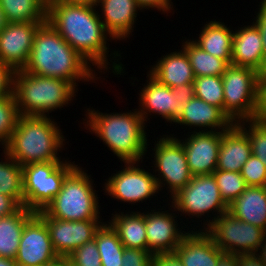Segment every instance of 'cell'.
Returning <instances> with one entry per match:
<instances>
[{
  "instance_id": "1",
  "label": "cell",
  "mask_w": 266,
  "mask_h": 266,
  "mask_svg": "<svg viewBox=\"0 0 266 266\" xmlns=\"http://www.w3.org/2000/svg\"><path fill=\"white\" fill-rule=\"evenodd\" d=\"M96 8L95 4L61 2L46 14V21L92 66L107 71L108 33Z\"/></svg>"
},
{
  "instance_id": "2",
  "label": "cell",
  "mask_w": 266,
  "mask_h": 266,
  "mask_svg": "<svg viewBox=\"0 0 266 266\" xmlns=\"http://www.w3.org/2000/svg\"><path fill=\"white\" fill-rule=\"evenodd\" d=\"M91 64L45 21L36 32L27 64L30 74L64 79L77 89L76 81H95ZM94 71V73H93Z\"/></svg>"
},
{
  "instance_id": "3",
  "label": "cell",
  "mask_w": 266,
  "mask_h": 266,
  "mask_svg": "<svg viewBox=\"0 0 266 266\" xmlns=\"http://www.w3.org/2000/svg\"><path fill=\"white\" fill-rule=\"evenodd\" d=\"M88 111V112H87ZM87 126L108 146L120 161L141 162L147 152L145 121L137 109L126 113H100L87 109Z\"/></svg>"
},
{
  "instance_id": "4",
  "label": "cell",
  "mask_w": 266,
  "mask_h": 266,
  "mask_svg": "<svg viewBox=\"0 0 266 266\" xmlns=\"http://www.w3.org/2000/svg\"><path fill=\"white\" fill-rule=\"evenodd\" d=\"M64 140L59 126L49 116L20 115L3 151L22 167L61 161L57 152L63 147Z\"/></svg>"
},
{
  "instance_id": "5",
  "label": "cell",
  "mask_w": 266,
  "mask_h": 266,
  "mask_svg": "<svg viewBox=\"0 0 266 266\" xmlns=\"http://www.w3.org/2000/svg\"><path fill=\"white\" fill-rule=\"evenodd\" d=\"M75 92L77 89L64 79L30 74L22 69L14 74L13 93L20 115L49 116V111L71 103Z\"/></svg>"
},
{
  "instance_id": "6",
  "label": "cell",
  "mask_w": 266,
  "mask_h": 266,
  "mask_svg": "<svg viewBox=\"0 0 266 266\" xmlns=\"http://www.w3.org/2000/svg\"><path fill=\"white\" fill-rule=\"evenodd\" d=\"M91 175L77 166L64 180L62 189L43 212L52 218L68 221L99 219V200ZM91 179V180H90Z\"/></svg>"
},
{
  "instance_id": "7",
  "label": "cell",
  "mask_w": 266,
  "mask_h": 266,
  "mask_svg": "<svg viewBox=\"0 0 266 266\" xmlns=\"http://www.w3.org/2000/svg\"><path fill=\"white\" fill-rule=\"evenodd\" d=\"M67 160L31 163L22 167L24 206L43 211L62 189L65 178L77 167Z\"/></svg>"
},
{
  "instance_id": "8",
  "label": "cell",
  "mask_w": 266,
  "mask_h": 266,
  "mask_svg": "<svg viewBox=\"0 0 266 266\" xmlns=\"http://www.w3.org/2000/svg\"><path fill=\"white\" fill-rule=\"evenodd\" d=\"M258 71L229 65L222 75L224 113L233 123L255 119Z\"/></svg>"
},
{
  "instance_id": "9",
  "label": "cell",
  "mask_w": 266,
  "mask_h": 266,
  "mask_svg": "<svg viewBox=\"0 0 266 266\" xmlns=\"http://www.w3.org/2000/svg\"><path fill=\"white\" fill-rule=\"evenodd\" d=\"M172 199V206L174 211H179L183 215L187 214L194 217H202V215H209L210 211L217 212L216 217L209 221H204L203 227L206 229L214 222L221 214L228 211V206L224 203L220 196L219 187L213 174L193 176L191 181L174 196ZM219 214V215H218ZM205 224V226H204Z\"/></svg>"
},
{
  "instance_id": "10",
  "label": "cell",
  "mask_w": 266,
  "mask_h": 266,
  "mask_svg": "<svg viewBox=\"0 0 266 266\" xmlns=\"http://www.w3.org/2000/svg\"><path fill=\"white\" fill-rule=\"evenodd\" d=\"M149 80L140 91L139 114L144 121L148 119V113L161 115L167 122L174 123L183 113L185 104L194 96V83L168 87L161 84L150 73ZM149 111V112H148Z\"/></svg>"
},
{
  "instance_id": "11",
  "label": "cell",
  "mask_w": 266,
  "mask_h": 266,
  "mask_svg": "<svg viewBox=\"0 0 266 266\" xmlns=\"http://www.w3.org/2000/svg\"><path fill=\"white\" fill-rule=\"evenodd\" d=\"M205 231L217 247L229 254L258 252L266 232L237 219L228 211L216 218Z\"/></svg>"
},
{
  "instance_id": "12",
  "label": "cell",
  "mask_w": 266,
  "mask_h": 266,
  "mask_svg": "<svg viewBox=\"0 0 266 266\" xmlns=\"http://www.w3.org/2000/svg\"><path fill=\"white\" fill-rule=\"evenodd\" d=\"M163 136L152 149L155 151L153 153L155 164L153 165L155 169L157 168L154 171L155 173L158 172L154 176L159 191L162 190L161 187L167 184L172 197L191 181L193 175L188 167L186 153L182 143L178 140L179 138H174L172 135L171 137L170 135ZM163 183L164 186H162Z\"/></svg>"
},
{
  "instance_id": "13",
  "label": "cell",
  "mask_w": 266,
  "mask_h": 266,
  "mask_svg": "<svg viewBox=\"0 0 266 266\" xmlns=\"http://www.w3.org/2000/svg\"><path fill=\"white\" fill-rule=\"evenodd\" d=\"M124 166L126 168L108 178L104 185L105 194L122 202L135 204L159 192L155 176L140 169L138 162H127Z\"/></svg>"
},
{
  "instance_id": "14",
  "label": "cell",
  "mask_w": 266,
  "mask_h": 266,
  "mask_svg": "<svg viewBox=\"0 0 266 266\" xmlns=\"http://www.w3.org/2000/svg\"><path fill=\"white\" fill-rule=\"evenodd\" d=\"M58 259L47 225L36 213L23 228L15 262L19 266H48Z\"/></svg>"
},
{
  "instance_id": "15",
  "label": "cell",
  "mask_w": 266,
  "mask_h": 266,
  "mask_svg": "<svg viewBox=\"0 0 266 266\" xmlns=\"http://www.w3.org/2000/svg\"><path fill=\"white\" fill-rule=\"evenodd\" d=\"M37 214L45 221L57 255L66 258L83 244L92 241L103 222L99 219L68 221L48 217L43 211Z\"/></svg>"
},
{
  "instance_id": "16",
  "label": "cell",
  "mask_w": 266,
  "mask_h": 266,
  "mask_svg": "<svg viewBox=\"0 0 266 266\" xmlns=\"http://www.w3.org/2000/svg\"><path fill=\"white\" fill-rule=\"evenodd\" d=\"M44 22L8 23L0 31V61L21 70L27 64L36 32Z\"/></svg>"
},
{
  "instance_id": "17",
  "label": "cell",
  "mask_w": 266,
  "mask_h": 266,
  "mask_svg": "<svg viewBox=\"0 0 266 266\" xmlns=\"http://www.w3.org/2000/svg\"><path fill=\"white\" fill-rule=\"evenodd\" d=\"M191 133L185 140L179 139L185 150L190 172L193 176L210 175L217 169L221 131Z\"/></svg>"
},
{
  "instance_id": "18",
  "label": "cell",
  "mask_w": 266,
  "mask_h": 266,
  "mask_svg": "<svg viewBox=\"0 0 266 266\" xmlns=\"http://www.w3.org/2000/svg\"><path fill=\"white\" fill-rule=\"evenodd\" d=\"M176 217L175 213H168V210L161 212L154 209L150 213H145L148 251L152 255L174 252L188 233L182 232V229L177 226V220L174 219Z\"/></svg>"
},
{
  "instance_id": "19",
  "label": "cell",
  "mask_w": 266,
  "mask_h": 266,
  "mask_svg": "<svg viewBox=\"0 0 266 266\" xmlns=\"http://www.w3.org/2000/svg\"><path fill=\"white\" fill-rule=\"evenodd\" d=\"M95 5L102 9L103 17L100 15V19L104 18L101 22L109 38L122 40L133 32L136 12L141 10L136 0H97Z\"/></svg>"
},
{
  "instance_id": "20",
  "label": "cell",
  "mask_w": 266,
  "mask_h": 266,
  "mask_svg": "<svg viewBox=\"0 0 266 266\" xmlns=\"http://www.w3.org/2000/svg\"><path fill=\"white\" fill-rule=\"evenodd\" d=\"M174 252L183 266H217L224 254L204 229L188 231Z\"/></svg>"
},
{
  "instance_id": "21",
  "label": "cell",
  "mask_w": 266,
  "mask_h": 266,
  "mask_svg": "<svg viewBox=\"0 0 266 266\" xmlns=\"http://www.w3.org/2000/svg\"><path fill=\"white\" fill-rule=\"evenodd\" d=\"M174 123L175 125H188L190 128L192 126L199 127L200 131L219 132L228 130L234 124L220 108L210 105L196 96L185 104L183 113Z\"/></svg>"
},
{
  "instance_id": "22",
  "label": "cell",
  "mask_w": 266,
  "mask_h": 266,
  "mask_svg": "<svg viewBox=\"0 0 266 266\" xmlns=\"http://www.w3.org/2000/svg\"><path fill=\"white\" fill-rule=\"evenodd\" d=\"M239 29L233 34L231 64L258 71L265 55L260 30L254 21L252 25Z\"/></svg>"
},
{
  "instance_id": "23",
  "label": "cell",
  "mask_w": 266,
  "mask_h": 266,
  "mask_svg": "<svg viewBox=\"0 0 266 266\" xmlns=\"http://www.w3.org/2000/svg\"><path fill=\"white\" fill-rule=\"evenodd\" d=\"M251 155L249 138L236 123L221 132L217 170L241 172Z\"/></svg>"
},
{
  "instance_id": "24",
  "label": "cell",
  "mask_w": 266,
  "mask_h": 266,
  "mask_svg": "<svg viewBox=\"0 0 266 266\" xmlns=\"http://www.w3.org/2000/svg\"><path fill=\"white\" fill-rule=\"evenodd\" d=\"M162 57L148 72L161 84L172 88L194 83L195 75L183 49Z\"/></svg>"
},
{
  "instance_id": "25",
  "label": "cell",
  "mask_w": 266,
  "mask_h": 266,
  "mask_svg": "<svg viewBox=\"0 0 266 266\" xmlns=\"http://www.w3.org/2000/svg\"><path fill=\"white\" fill-rule=\"evenodd\" d=\"M228 212L266 231V186H247L228 206Z\"/></svg>"
},
{
  "instance_id": "26",
  "label": "cell",
  "mask_w": 266,
  "mask_h": 266,
  "mask_svg": "<svg viewBox=\"0 0 266 266\" xmlns=\"http://www.w3.org/2000/svg\"><path fill=\"white\" fill-rule=\"evenodd\" d=\"M198 40L193 42L205 52L225 60L229 65L232 62V41L234 31L225 23L210 21L202 27Z\"/></svg>"
},
{
  "instance_id": "27",
  "label": "cell",
  "mask_w": 266,
  "mask_h": 266,
  "mask_svg": "<svg viewBox=\"0 0 266 266\" xmlns=\"http://www.w3.org/2000/svg\"><path fill=\"white\" fill-rule=\"evenodd\" d=\"M35 214L20 206L14 213L0 218V257L15 260L23 228Z\"/></svg>"
},
{
  "instance_id": "28",
  "label": "cell",
  "mask_w": 266,
  "mask_h": 266,
  "mask_svg": "<svg viewBox=\"0 0 266 266\" xmlns=\"http://www.w3.org/2000/svg\"><path fill=\"white\" fill-rule=\"evenodd\" d=\"M111 219L109 223L116 230L124 248L148 250L144 212L132 211L130 214L119 212Z\"/></svg>"
},
{
  "instance_id": "29",
  "label": "cell",
  "mask_w": 266,
  "mask_h": 266,
  "mask_svg": "<svg viewBox=\"0 0 266 266\" xmlns=\"http://www.w3.org/2000/svg\"><path fill=\"white\" fill-rule=\"evenodd\" d=\"M182 48L189 57L195 77L222 76L229 66L225 60L202 50L193 40L185 41Z\"/></svg>"
},
{
  "instance_id": "30",
  "label": "cell",
  "mask_w": 266,
  "mask_h": 266,
  "mask_svg": "<svg viewBox=\"0 0 266 266\" xmlns=\"http://www.w3.org/2000/svg\"><path fill=\"white\" fill-rule=\"evenodd\" d=\"M108 223V224H107ZM95 233L94 240L100 253L102 266H121L124 246L116 230L107 221Z\"/></svg>"
},
{
  "instance_id": "31",
  "label": "cell",
  "mask_w": 266,
  "mask_h": 266,
  "mask_svg": "<svg viewBox=\"0 0 266 266\" xmlns=\"http://www.w3.org/2000/svg\"><path fill=\"white\" fill-rule=\"evenodd\" d=\"M3 154L5 159L0 162V194L7 195L24 206L22 166L5 151Z\"/></svg>"
},
{
  "instance_id": "32",
  "label": "cell",
  "mask_w": 266,
  "mask_h": 266,
  "mask_svg": "<svg viewBox=\"0 0 266 266\" xmlns=\"http://www.w3.org/2000/svg\"><path fill=\"white\" fill-rule=\"evenodd\" d=\"M8 23L45 22L46 13L35 0H0Z\"/></svg>"
},
{
  "instance_id": "33",
  "label": "cell",
  "mask_w": 266,
  "mask_h": 266,
  "mask_svg": "<svg viewBox=\"0 0 266 266\" xmlns=\"http://www.w3.org/2000/svg\"><path fill=\"white\" fill-rule=\"evenodd\" d=\"M195 96L224 112L222 76H200L194 79Z\"/></svg>"
},
{
  "instance_id": "34",
  "label": "cell",
  "mask_w": 266,
  "mask_h": 266,
  "mask_svg": "<svg viewBox=\"0 0 266 266\" xmlns=\"http://www.w3.org/2000/svg\"><path fill=\"white\" fill-rule=\"evenodd\" d=\"M212 174L219 187L220 196L227 206L247 188V184L240 172L216 169Z\"/></svg>"
},
{
  "instance_id": "35",
  "label": "cell",
  "mask_w": 266,
  "mask_h": 266,
  "mask_svg": "<svg viewBox=\"0 0 266 266\" xmlns=\"http://www.w3.org/2000/svg\"><path fill=\"white\" fill-rule=\"evenodd\" d=\"M20 114L14 93L0 98V144L3 148L10 142Z\"/></svg>"
},
{
  "instance_id": "36",
  "label": "cell",
  "mask_w": 266,
  "mask_h": 266,
  "mask_svg": "<svg viewBox=\"0 0 266 266\" xmlns=\"http://www.w3.org/2000/svg\"><path fill=\"white\" fill-rule=\"evenodd\" d=\"M236 124L249 138L252 155L258 157L266 166V121L252 119L240 121ZM246 125H248L249 128Z\"/></svg>"
},
{
  "instance_id": "37",
  "label": "cell",
  "mask_w": 266,
  "mask_h": 266,
  "mask_svg": "<svg viewBox=\"0 0 266 266\" xmlns=\"http://www.w3.org/2000/svg\"><path fill=\"white\" fill-rule=\"evenodd\" d=\"M66 259L72 266H102L100 253L94 239L74 250Z\"/></svg>"
},
{
  "instance_id": "38",
  "label": "cell",
  "mask_w": 266,
  "mask_h": 266,
  "mask_svg": "<svg viewBox=\"0 0 266 266\" xmlns=\"http://www.w3.org/2000/svg\"><path fill=\"white\" fill-rule=\"evenodd\" d=\"M240 173L247 186H266V166L258 157L251 155Z\"/></svg>"
},
{
  "instance_id": "39",
  "label": "cell",
  "mask_w": 266,
  "mask_h": 266,
  "mask_svg": "<svg viewBox=\"0 0 266 266\" xmlns=\"http://www.w3.org/2000/svg\"><path fill=\"white\" fill-rule=\"evenodd\" d=\"M152 258L148 250L124 248L121 266H152Z\"/></svg>"
},
{
  "instance_id": "40",
  "label": "cell",
  "mask_w": 266,
  "mask_h": 266,
  "mask_svg": "<svg viewBox=\"0 0 266 266\" xmlns=\"http://www.w3.org/2000/svg\"><path fill=\"white\" fill-rule=\"evenodd\" d=\"M15 70L0 61V98L13 94Z\"/></svg>"
},
{
  "instance_id": "41",
  "label": "cell",
  "mask_w": 266,
  "mask_h": 266,
  "mask_svg": "<svg viewBox=\"0 0 266 266\" xmlns=\"http://www.w3.org/2000/svg\"><path fill=\"white\" fill-rule=\"evenodd\" d=\"M255 119L266 121V77H258Z\"/></svg>"
},
{
  "instance_id": "42",
  "label": "cell",
  "mask_w": 266,
  "mask_h": 266,
  "mask_svg": "<svg viewBox=\"0 0 266 266\" xmlns=\"http://www.w3.org/2000/svg\"><path fill=\"white\" fill-rule=\"evenodd\" d=\"M152 266H183L175 252H166L153 255Z\"/></svg>"
},
{
  "instance_id": "43",
  "label": "cell",
  "mask_w": 266,
  "mask_h": 266,
  "mask_svg": "<svg viewBox=\"0 0 266 266\" xmlns=\"http://www.w3.org/2000/svg\"><path fill=\"white\" fill-rule=\"evenodd\" d=\"M259 11L256 15L255 24L260 30L264 51L266 52V0H261Z\"/></svg>"
},
{
  "instance_id": "44",
  "label": "cell",
  "mask_w": 266,
  "mask_h": 266,
  "mask_svg": "<svg viewBox=\"0 0 266 266\" xmlns=\"http://www.w3.org/2000/svg\"><path fill=\"white\" fill-rule=\"evenodd\" d=\"M137 4L140 6L141 10L144 8H157V10L160 12L163 11L164 13H167L168 11L173 10L171 5V0H136Z\"/></svg>"
},
{
  "instance_id": "45",
  "label": "cell",
  "mask_w": 266,
  "mask_h": 266,
  "mask_svg": "<svg viewBox=\"0 0 266 266\" xmlns=\"http://www.w3.org/2000/svg\"><path fill=\"white\" fill-rule=\"evenodd\" d=\"M19 207L13 198L0 194V218L14 213Z\"/></svg>"
},
{
  "instance_id": "46",
  "label": "cell",
  "mask_w": 266,
  "mask_h": 266,
  "mask_svg": "<svg viewBox=\"0 0 266 266\" xmlns=\"http://www.w3.org/2000/svg\"><path fill=\"white\" fill-rule=\"evenodd\" d=\"M237 266H265L257 252L238 254Z\"/></svg>"
},
{
  "instance_id": "47",
  "label": "cell",
  "mask_w": 266,
  "mask_h": 266,
  "mask_svg": "<svg viewBox=\"0 0 266 266\" xmlns=\"http://www.w3.org/2000/svg\"><path fill=\"white\" fill-rule=\"evenodd\" d=\"M238 254L224 253L217 262V266H237Z\"/></svg>"
},
{
  "instance_id": "48",
  "label": "cell",
  "mask_w": 266,
  "mask_h": 266,
  "mask_svg": "<svg viewBox=\"0 0 266 266\" xmlns=\"http://www.w3.org/2000/svg\"><path fill=\"white\" fill-rule=\"evenodd\" d=\"M35 2L47 14L52 8L59 5L62 0H35Z\"/></svg>"
},
{
  "instance_id": "49",
  "label": "cell",
  "mask_w": 266,
  "mask_h": 266,
  "mask_svg": "<svg viewBox=\"0 0 266 266\" xmlns=\"http://www.w3.org/2000/svg\"><path fill=\"white\" fill-rule=\"evenodd\" d=\"M260 252L257 253L260 257V260L265 264L266 266V232L264 234L263 242L259 248Z\"/></svg>"
},
{
  "instance_id": "50",
  "label": "cell",
  "mask_w": 266,
  "mask_h": 266,
  "mask_svg": "<svg viewBox=\"0 0 266 266\" xmlns=\"http://www.w3.org/2000/svg\"><path fill=\"white\" fill-rule=\"evenodd\" d=\"M97 0H62V2L70 4H96Z\"/></svg>"
},
{
  "instance_id": "51",
  "label": "cell",
  "mask_w": 266,
  "mask_h": 266,
  "mask_svg": "<svg viewBox=\"0 0 266 266\" xmlns=\"http://www.w3.org/2000/svg\"><path fill=\"white\" fill-rule=\"evenodd\" d=\"M7 24H8V21L6 19V15L3 12V9L0 5V31L3 30Z\"/></svg>"
},
{
  "instance_id": "52",
  "label": "cell",
  "mask_w": 266,
  "mask_h": 266,
  "mask_svg": "<svg viewBox=\"0 0 266 266\" xmlns=\"http://www.w3.org/2000/svg\"><path fill=\"white\" fill-rule=\"evenodd\" d=\"M0 266H19L15 260L0 257Z\"/></svg>"
},
{
  "instance_id": "53",
  "label": "cell",
  "mask_w": 266,
  "mask_h": 266,
  "mask_svg": "<svg viewBox=\"0 0 266 266\" xmlns=\"http://www.w3.org/2000/svg\"><path fill=\"white\" fill-rule=\"evenodd\" d=\"M258 77H266V52L261 68L258 70Z\"/></svg>"
},
{
  "instance_id": "54",
  "label": "cell",
  "mask_w": 266,
  "mask_h": 266,
  "mask_svg": "<svg viewBox=\"0 0 266 266\" xmlns=\"http://www.w3.org/2000/svg\"><path fill=\"white\" fill-rule=\"evenodd\" d=\"M48 266H69V261L66 258H60Z\"/></svg>"
}]
</instances>
